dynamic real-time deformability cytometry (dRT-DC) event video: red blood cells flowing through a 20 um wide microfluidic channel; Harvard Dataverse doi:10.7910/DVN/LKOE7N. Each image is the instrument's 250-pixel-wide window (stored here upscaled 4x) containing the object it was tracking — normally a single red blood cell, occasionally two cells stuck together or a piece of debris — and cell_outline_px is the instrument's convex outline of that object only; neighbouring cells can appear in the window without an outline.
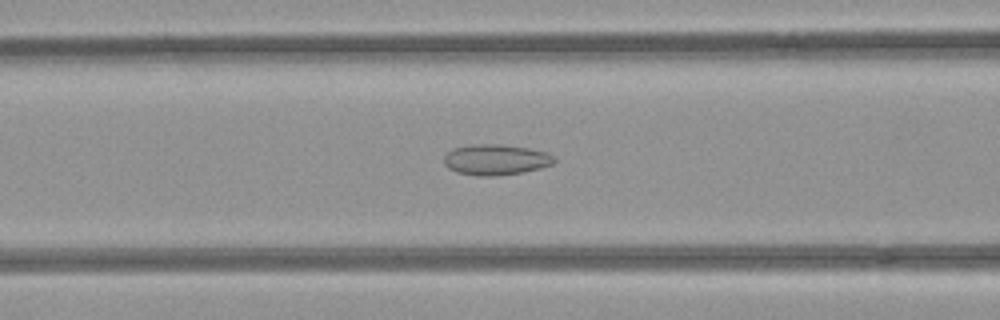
{"species": "common noctule bat (a hibernating species)", "species_latin": "Nyctalus noctula", "temperature_condition": "room temperature", "stored_images_in_passage": 46, "camera_frame_rate_fps": 3000, "um_per_image_px": 0.085, "animal": {"sex": "female", "body_mass_g": 21.9}, "frame": {"image": 1, "passage_image": 21, "time_ms": 6.667, "image_size_px": [1000, 320], "cell_outline_px": [[556, 160], [552, 164], [540, 168], [524, 172], [496, 176], [476, 176], [456, 172], [448, 168], [444, 164], [444, 156], [452, 148], [472, 144], [500, 144], [528, 148], [548, 152], [556, 156]], "centroid_in_image_um": [42.15, 13.57], "position_along_channel_um": 124.5, "area_um2": 20.0}}
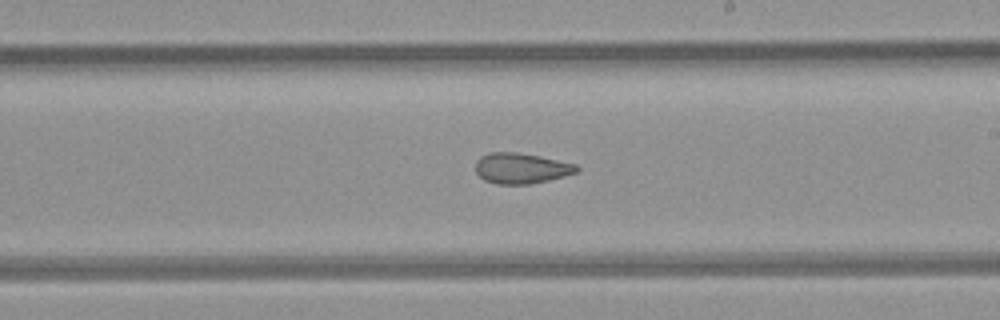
{"frame": {"image": 2, "passage_image": 30, "time_ms": 9.667, "image_size_px": [1000, 320], "cell_outline_px": [[580, 168], [576, 172], [564, 176], [548, 180], [528, 184], [496, 184], [484, 180], [476, 172], [476, 160], [480, 156], [488, 152], [516, 152], [540, 156], [576, 164]], "centroid_in_image_um": [44.28, 14.29], "position_along_channel_um": 244.7, "area_um2": 18.03}}
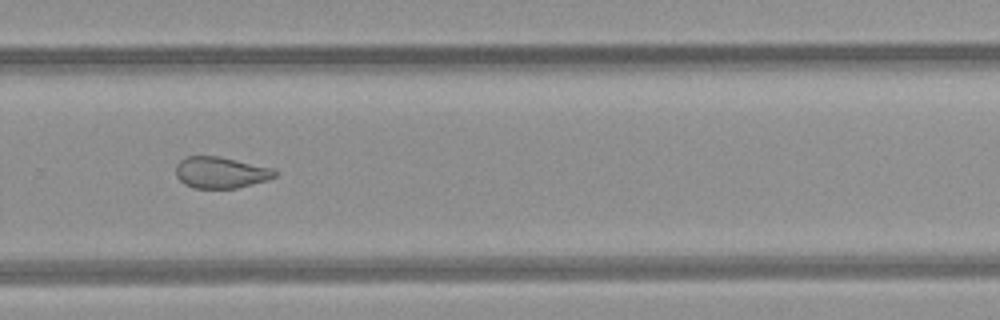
{"frame": {"image": 3, "passage_image": 35, "time_ms": 11.333, "image_size_px": [1000, 320], "cell_outline_px": [[276, 176], [268, 180], [236, 188], [192, 188], [184, 184], [176, 176], [176, 164], [180, 160], [188, 156], [220, 156], [272, 168], [276, 172]], "centroid_in_image_um": [18.74, 14.66], "position_along_channel_um": 311.1, "area_um2": 18.09}, "authors_computed_cell_mechanics": {"area_um2": 20.6635, "velocity_mm_per_s": 4.0009, "shape_relaxation_time_tau1_ms": null, "shape_relaxation_time_tau2_ms": 2.2805, "deformation_change_tau1": null, "deformation_change_tau2": 0.0882}}